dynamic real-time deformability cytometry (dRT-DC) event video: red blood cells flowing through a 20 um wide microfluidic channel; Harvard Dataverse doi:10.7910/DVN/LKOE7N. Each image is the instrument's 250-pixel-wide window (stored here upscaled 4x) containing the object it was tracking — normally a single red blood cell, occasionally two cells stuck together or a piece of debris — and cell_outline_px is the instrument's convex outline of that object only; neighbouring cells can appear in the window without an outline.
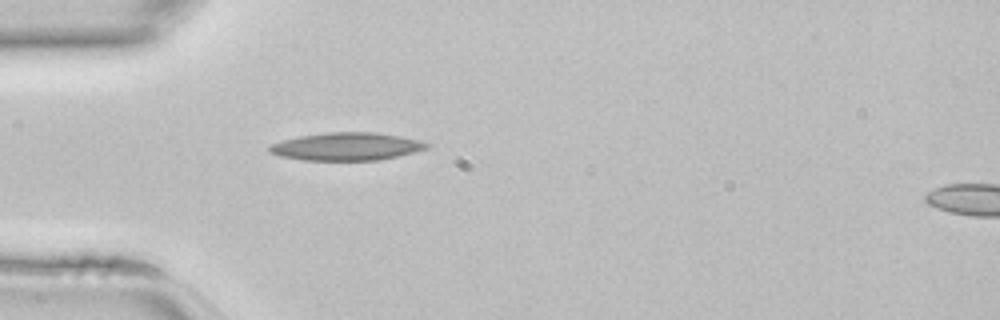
{"species": "common noctule bat (a hibernating species)", "species_latin": "Nyctalus noctula", "temperature_condition": "room temperature", "stored_images_in_passage": 33, "camera_frame_rate_fps": 3000, "um_per_image_px": 0.085, "animal": {"sex": "female", "body_mass_g": 22.7, "forearm_length_mm": 54.2}, "frame": {"image": 1, "passage_image": 1, "time_ms": 0.0, "image_size_px": [1000, 320], "cell_outline_px": [[432, 144], [428, 148], [380, 160], [304, 160], [280, 156], [268, 152], [268, 144], [300, 136], [328, 132], [376, 132], [400, 136], [420, 140]], "centroid_in_image_um": [29.45, 12.45], "position_along_channel_um": 55.6, "area_um2": 25.49}}
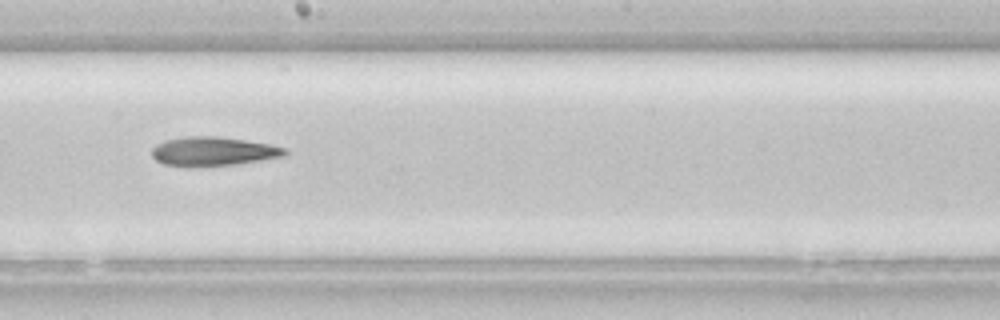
{"frame": {"image": 2, "passage_image": 13, "time_ms": 4.0, "image_size_px": [1000, 320], "cell_outline_px": [[288, 152], [284, 156], [236, 164], [164, 164], [156, 160], [152, 156], [152, 148], [156, 144], [164, 140], [184, 136], [216, 136], [272, 144], [288, 148]], "centroid_in_image_um": [18.17, 12.82], "position_along_channel_um": 230.0, "area_um2": 21.85}}
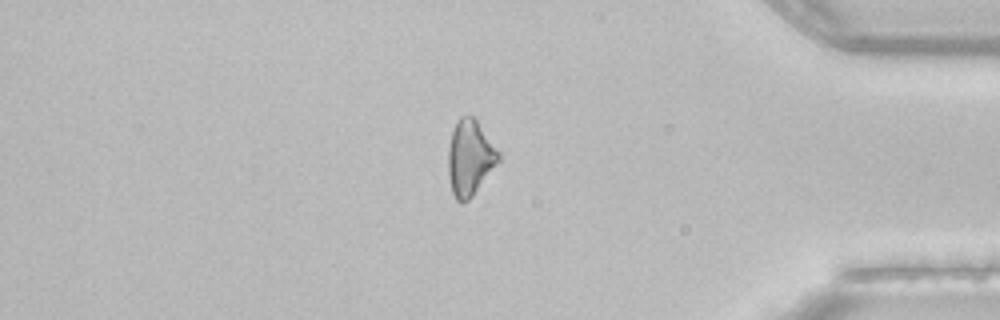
{"frame": {"image": 3, "passage_image": 26, "time_ms": 8.333, "image_size_px": [1000, 320], "cell_outline_px": [[500, 160], [472, 196], [468, 200], [460, 204], [456, 200], [452, 192], [448, 176], [448, 148], [452, 132], [456, 120], [460, 116], [472, 116], [476, 120], [500, 152]], "centroid_in_image_um": [39.93, 13.42], "position_along_channel_um": 395.3, "area_um2": 22.08}}